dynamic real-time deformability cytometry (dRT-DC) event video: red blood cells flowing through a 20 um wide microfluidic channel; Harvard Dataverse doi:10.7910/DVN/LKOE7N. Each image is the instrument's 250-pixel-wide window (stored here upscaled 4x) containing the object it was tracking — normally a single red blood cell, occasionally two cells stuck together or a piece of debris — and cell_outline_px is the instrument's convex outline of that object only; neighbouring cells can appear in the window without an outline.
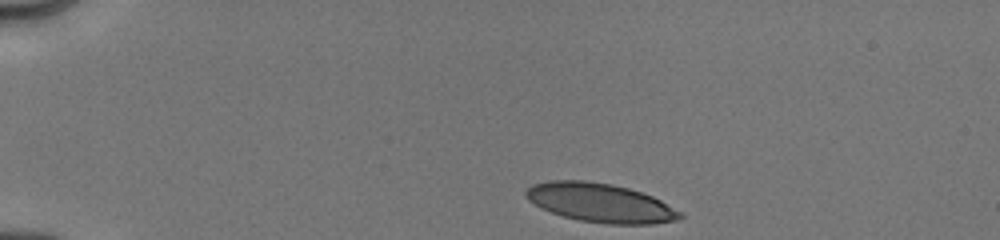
{"species": "human", "species_latin": "Homo sapiens", "temperature_condition": "cold", "stored_images_in_passage": 40, "camera_frame_rate_fps": 3000, "um_per_image_px": 0.085, "donor": {"sex": "male"}, "frame": {"image": 1, "passage_image": 1, "time_ms": 0.0, "image_size_px": [1000, 240], "cell_outline_px": [[684, 216], [676, 220], [652, 224], [608, 224], [580, 220], [564, 216], [540, 208], [528, 200], [524, 192], [532, 184], [548, 180], [584, 180], [612, 184], [628, 188], [652, 196], [660, 200], [680, 212]], "centroid_in_image_um": [50.99, 17.23], "position_along_channel_um": 34.0, "area_um2": 34.8}}
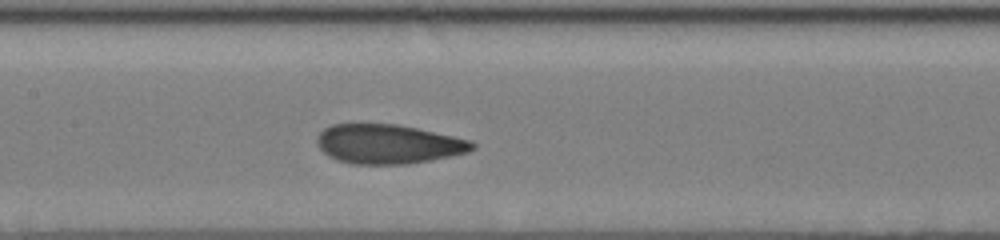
{"frame": {"image": 2, "passage_image": 16, "time_ms": 5.333, "image_size_px": [1000, 240], "cell_outline_px": [[476, 148], [468, 152], [452, 156], [408, 164], [352, 164], [336, 160], [328, 156], [316, 144], [316, 136], [324, 128], [332, 124], [396, 124], [416, 128], [472, 140], [476, 144]], "centroid_in_image_um": [32.99, 12.25], "position_along_channel_um": 174.4, "area_um2": 35.78}}
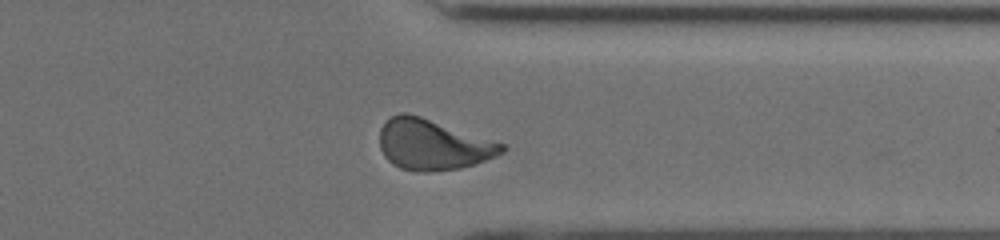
{"frame": {"image": 3, "passage_image": 34, "time_ms": 10.333, "image_size_px": [1000, 240], "cell_outline_px": [[508, 148], [504, 152], [496, 156], [476, 164], [460, 168], [428, 172], [424, 172], [400, 168], [392, 164], [384, 156], [380, 148], [380, 128], [384, 120], [400, 112], [408, 112], [508, 144]], "centroid_in_image_um": [36.82, 12.28], "position_along_channel_um": 374.6, "area_um2": 36.59}, "authors_computed_cell_mechanics": {"area_um2": 35.8649, "velocity_mm_per_s": 4.0067, "shape_relaxation_time_tau1_ms": 7.3848, "shape_relaxation_time_tau2_ms": 0.8365, "deformation_change_tau1": 0.1854, "deformation_change_tau2": 0.0703}}